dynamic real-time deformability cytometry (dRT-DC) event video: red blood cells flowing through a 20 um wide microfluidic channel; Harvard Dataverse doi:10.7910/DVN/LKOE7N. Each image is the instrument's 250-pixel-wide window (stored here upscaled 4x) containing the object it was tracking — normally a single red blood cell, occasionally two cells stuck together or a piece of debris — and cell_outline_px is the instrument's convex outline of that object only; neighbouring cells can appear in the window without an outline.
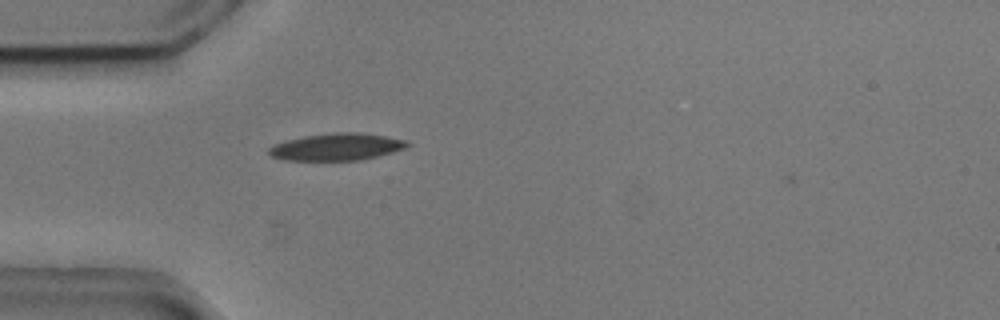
{"species": "common noctule bat (a hibernating species)", "species_latin": "Nyctalus noctula", "temperature_condition": "cold", "stored_images_in_passage": 1, "camera_frame_rate_fps": 3000, "um_per_image_px": 0.085, "animal": {"sex": "male", "body_mass_g": 20.5, "forearm_length_mm": 52.5}, "frame": {"image": 1, "passage_image": 1, "time_ms": 0.0, "image_size_px": [1000, 320], "cell_outline_px": [[412, 144], [404, 148], [392, 152], [360, 160], [284, 160], [272, 156], [268, 152], [268, 148], [272, 144], [284, 140], [304, 136], [336, 132], [360, 132], [408, 140]], "centroid_in_image_um": [28.6, 12.47], "position_along_channel_um": 56.4, "area_um2": 21.91}}